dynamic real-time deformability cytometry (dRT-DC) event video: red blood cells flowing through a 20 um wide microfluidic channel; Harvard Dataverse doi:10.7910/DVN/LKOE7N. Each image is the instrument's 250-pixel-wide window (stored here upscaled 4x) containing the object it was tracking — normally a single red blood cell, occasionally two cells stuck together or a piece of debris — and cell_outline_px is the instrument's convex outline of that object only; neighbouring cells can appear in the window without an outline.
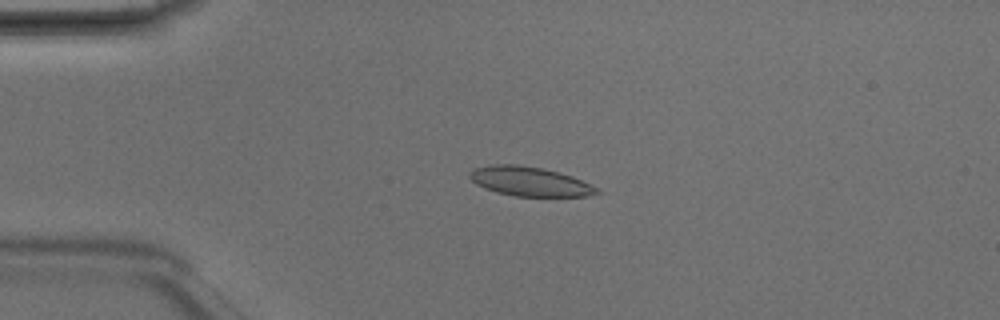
{"species": "Egyptian fruit bat (a non-hibernating species)", "species_latin": "Rousettus aegyptiacus", "temperature_condition": "room temperature", "stored_images_in_passage": 4, "camera_frame_rate_fps": 3000, "um_per_image_px": 0.085, "animal": {"sex": "male"}, "frame": {"image": 1, "passage_image": 3, "time_ms": 0.667, "image_size_px": [1000, 320], "cell_outline_px": [[600, 192], [588, 196], [516, 196], [496, 192], [484, 188], [476, 184], [468, 176], [468, 172], [476, 168], [492, 164], [516, 164], [540, 168], [572, 176], [596, 188]], "centroid_in_image_um": [44.96, 15.42], "position_along_channel_um": 40.0, "area_um2": 21.39}}